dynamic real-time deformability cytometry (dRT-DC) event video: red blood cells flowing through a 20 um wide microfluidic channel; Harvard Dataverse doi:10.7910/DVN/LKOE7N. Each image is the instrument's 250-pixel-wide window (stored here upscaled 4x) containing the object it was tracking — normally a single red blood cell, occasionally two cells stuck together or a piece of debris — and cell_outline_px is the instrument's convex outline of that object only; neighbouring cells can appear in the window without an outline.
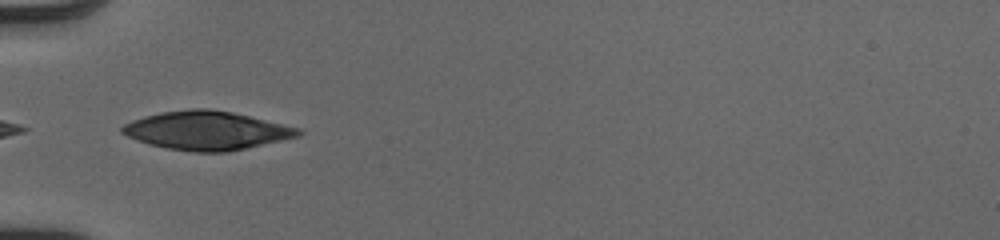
{"species": "human", "species_latin": "Homo sapiens", "temperature_condition": "cold", "stored_images_in_passage": 34, "camera_frame_rate_fps": 3000, "um_per_image_px": 0.085, "donor": {"sex": "male"}, "frame": {"image": 1, "passage_image": 1, "time_ms": 0.0, "image_size_px": [1000, 240], "cell_outline_px": [[304, 132], [300, 136], [228, 152], [192, 152], [168, 148], [148, 144], [136, 140], [120, 132], [120, 128], [124, 124], [132, 120], [144, 116], [160, 112], [192, 108], [208, 108], [232, 112], [300, 128]], "centroid_in_image_um": [17.55, 11.09], "position_along_channel_um": 67.4, "area_um2": 39.65}}
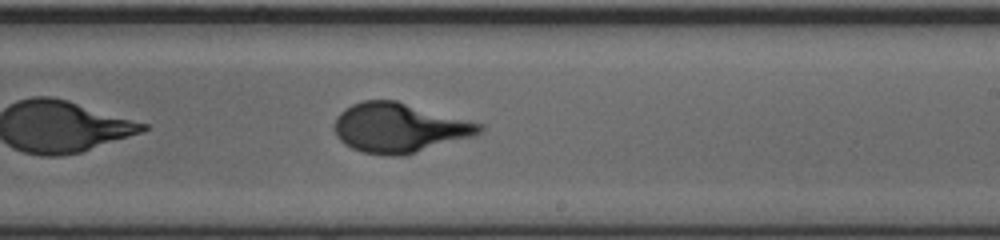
{"frame": {"image": 2, "passage_image": 15, "time_ms": 4.667, "image_size_px": [1000, 240], "cell_outline_px": [[484, 128], [480, 132], [472, 136], [404, 156], [388, 156], [360, 152], [344, 144], [336, 136], [332, 128], [336, 116], [344, 108], [352, 104], [364, 100], [396, 100], [484, 124]], "centroid_in_image_um": [33.89, 10.86], "position_along_channel_um": 255.1, "area_um2": 42.14}}
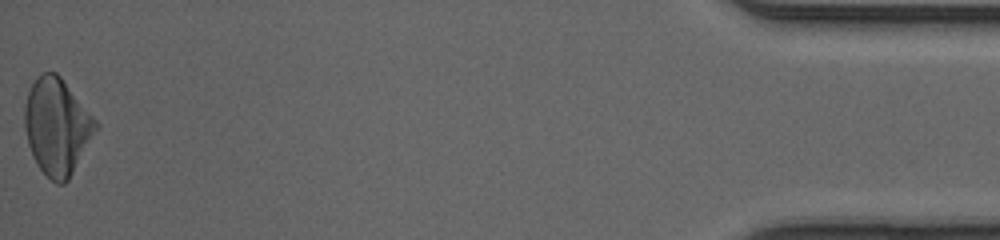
{"frame": {"image": 3, "passage_image": 34, "time_ms": 11.0, "image_size_px": [1000, 240], "cell_outline_px": [[100, 128], [68, 180], [64, 184], [56, 184], [36, 164], [28, 144], [24, 128], [24, 108], [28, 92], [36, 76], [44, 72], [56, 72], [60, 76], [100, 124]], "centroid_in_image_um": [4.86, 10.76], "position_along_channel_um": 430.3, "area_um2": 40.17}}